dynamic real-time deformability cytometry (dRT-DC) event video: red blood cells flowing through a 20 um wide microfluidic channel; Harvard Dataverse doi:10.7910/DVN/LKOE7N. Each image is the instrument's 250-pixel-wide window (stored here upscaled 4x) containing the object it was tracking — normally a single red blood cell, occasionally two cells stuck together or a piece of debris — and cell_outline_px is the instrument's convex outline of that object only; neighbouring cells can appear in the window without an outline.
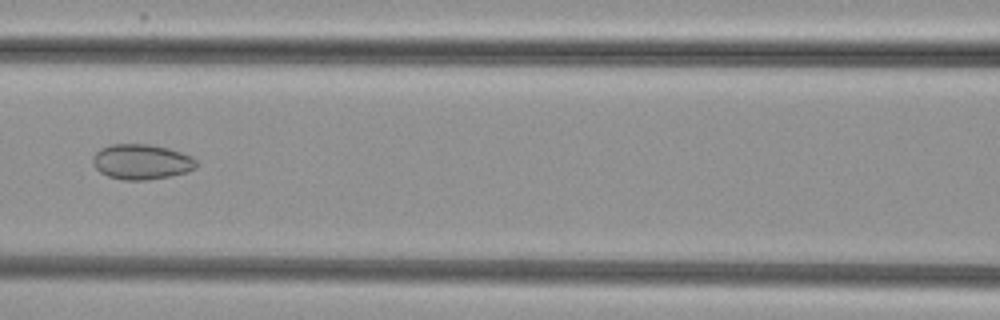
{"species": "common noctule bat (a hibernating species)", "species_latin": "Nyctalus noctula", "temperature_condition": "cold", "stored_images_in_passage": 6, "camera_frame_rate_fps": 3000, "um_per_image_px": 0.085, "animal": {"sex": "female", "body_mass_g": 29.2, "forearm_length_mm": 56.3}, "frame": {"image": 1, "passage_image": 5, "time_ms": 5.667, "image_size_px": [1000, 320], "cell_outline_px": [[196, 168], [188, 172], [148, 180], [124, 180], [108, 176], [100, 172], [92, 164], [92, 156], [100, 148], [112, 144], [148, 144], [168, 148], [192, 156], [196, 160]], "centroid_in_image_um": [12.01, 13.75], "position_along_channel_um": 154.6, "area_um2": 21.33}}
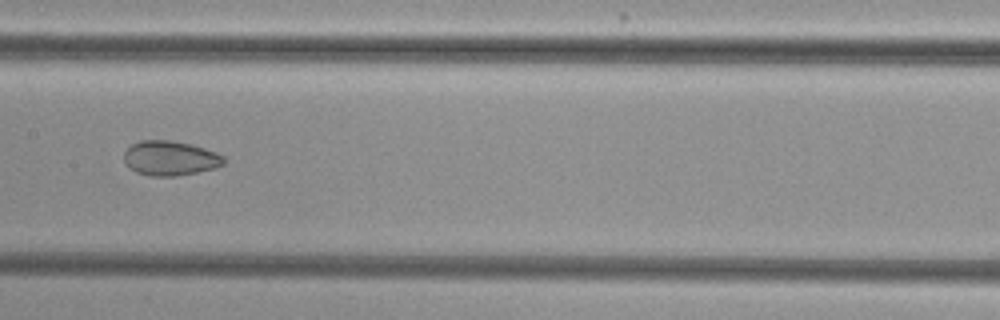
{"frame": {"image": 2, "passage_image": 6, "time_ms": 6.667, "image_size_px": [1000, 320], "cell_outline_px": [[224, 164], [216, 168], [176, 176], [148, 176], [136, 172], [128, 168], [124, 164], [124, 152], [132, 144], [140, 140], [172, 140], [192, 144], [216, 152], [224, 156]], "centroid_in_image_um": [14.44, 13.45], "position_along_channel_um": 193.0, "area_um2": 20.4}}